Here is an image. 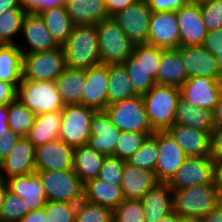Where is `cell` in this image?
I'll return each mask as SVG.
<instances>
[{
  "label": "cell",
  "instance_id": "680465c9",
  "mask_svg": "<svg viewBox=\"0 0 222 222\" xmlns=\"http://www.w3.org/2000/svg\"><path fill=\"white\" fill-rule=\"evenodd\" d=\"M8 125V104L0 105V133L9 130Z\"/></svg>",
  "mask_w": 222,
  "mask_h": 222
},
{
  "label": "cell",
  "instance_id": "f6af8a7d",
  "mask_svg": "<svg viewBox=\"0 0 222 222\" xmlns=\"http://www.w3.org/2000/svg\"><path fill=\"white\" fill-rule=\"evenodd\" d=\"M27 213L28 207L25 206L23 199L7 190L0 213V221L19 222Z\"/></svg>",
  "mask_w": 222,
  "mask_h": 222
},
{
  "label": "cell",
  "instance_id": "83f0119b",
  "mask_svg": "<svg viewBox=\"0 0 222 222\" xmlns=\"http://www.w3.org/2000/svg\"><path fill=\"white\" fill-rule=\"evenodd\" d=\"M174 124L209 132L214 128L213 111L197 108L180 97L177 103Z\"/></svg>",
  "mask_w": 222,
  "mask_h": 222
},
{
  "label": "cell",
  "instance_id": "f1b7e54d",
  "mask_svg": "<svg viewBox=\"0 0 222 222\" xmlns=\"http://www.w3.org/2000/svg\"><path fill=\"white\" fill-rule=\"evenodd\" d=\"M83 199L113 210L124 200V196L121 186L113 185L97 177L84 184Z\"/></svg>",
  "mask_w": 222,
  "mask_h": 222
},
{
  "label": "cell",
  "instance_id": "6125c7cd",
  "mask_svg": "<svg viewBox=\"0 0 222 222\" xmlns=\"http://www.w3.org/2000/svg\"><path fill=\"white\" fill-rule=\"evenodd\" d=\"M213 121L215 126L222 124V95L220 97L219 103L213 110Z\"/></svg>",
  "mask_w": 222,
  "mask_h": 222
},
{
  "label": "cell",
  "instance_id": "03108f58",
  "mask_svg": "<svg viewBox=\"0 0 222 222\" xmlns=\"http://www.w3.org/2000/svg\"><path fill=\"white\" fill-rule=\"evenodd\" d=\"M218 68H219V81H222V52L216 56Z\"/></svg>",
  "mask_w": 222,
  "mask_h": 222
},
{
  "label": "cell",
  "instance_id": "11a10c76",
  "mask_svg": "<svg viewBox=\"0 0 222 222\" xmlns=\"http://www.w3.org/2000/svg\"><path fill=\"white\" fill-rule=\"evenodd\" d=\"M135 1L137 0H105V8L108 13V17H111L115 13L124 10Z\"/></svg>",
  "mask_w": 222,
  "mask_h": 222
},
{
  "label": "cell",
  "instance_id": "60d3db41",
  "mask_svg": "<svg viewBox=\"0 0 222 222\" xmlns=\"http://www.w3.org/2000/svg\"><path fill=\"white\" fill-rule=\"evenodd\" d=\"M122 64L126 68L132 87L138 95H143L156 84L155 80L149 76L148 71L132 55Z\"/></svg>",
  "mask_w": 222,
  "mask_h": 222
},
{
  "label": "cell",
  "instance_id": "603a6c76",
  "mask_svg": "<svg viewBox=\"0 0 222 222\" xmlns=\"http://www.w3.org/2000/svg\"><path fill=\"white\" fill-rule=\"evenodd\" d=\"M187 157L210 156V133L183 125L173 124L167 130Z\"/></svg>",
  "mask_w": 222,
  "mask_h": 222
},
{
  "label": "cell",
  "instance_id": "8d00e7d4",
  "mask_svg": "<svg viewBox=\"0 0 222 222\" xmlns=\"http://www.w3.org/2000/svg\"><path fill=\"white\" fill-rule=\"evenodd\" d=\"M26 12L23 8L7 10L0 15V45L18 44L22 23Z\"/></svg>",
  "mask_w": 222,
  "mask_h": 222
},
{
  "label": "cell",
  "instance_id": "b9f144b4",
  "mask_svg": "<svg viewBox=\"0 0 222 222\" xmlns=\"http://www.w3.org/2000/svg\"><path fill=\"white\" fill-rule=\"evenodd\" d=\"M112 209L88 200L77 203L75 222H112Z\"/></svg>",
  "mask_w": 222,
  "mask_h": 222
},
{
  "label": "cell",
  "instance_id": "ffe728a7",
  "mask_svg": "<svg viewBox=\"0 0 222 222\" xmlns=\"http://www.w3.org/2000/svg\"><path fill=\"white\" fill-rule=\"evenodd\" d=\"M90 131L87 145L105 156H112L120 130L112 123L105 110L94 112Z\"/></svg>",
  "mask_w": 222,
  "mask_h": 222
},
{
  "label": "cell",
  "instance_id": "7402d4cb",
  "mask_svg": "<svg viewBox=\"0 0 222 222\" xmlns=\"http://www.w3.org/2000/svg\"><path fill=\"white\" fill-rule=\"evenodd\" d=\"M8 190L23 199L28 212L41 209L47 203V196L36 172L6 179Z\"/></svg>",
  "mask_w": 222,
  "mask_h": 222
},
{
  "label": "cell",
  "instance_id": "ba28073f",
  "mask_svg": "<svg viewBox=\"0 0 222 222\" xmlns=\"http://www.w3.org/2000/svg\"><path fill=\"white\" fill-rule=\"evenodd\" d=\"M95 110L82 104H67L61 110L59 139L73 148L86 145Z\"/></svg>",
  "mask_w": 222,
  "mask_h": 222
},
{
  "label": "cell",
  "instance_id": "f35d334b",
  "mask_svg": "<svg viewBox=\"0 0 222 222\" xmlns=\"http://www.w3.org/2000/svg\"><path fill=\"white\" fill-rule=\"evenodd\" d=\"M163 49L164 48L149 44H135L133 48L132 56L148 71L149 76L155 81L161 63Z\"/></svg>",
  "mask_w": 222,
  "mask_h": 222
},
{
  "label": "cell",
  "instance_id": "6f0895ef",
  "mask_svg": "<svg viewBox=\"0 0 222 222\" xmlns=\"http://www.w3.org/2000/svg\"><path fill=\"white\" fill-rule=\"evenodd\" d=\"M19 222H47L44 208L28 212Z\"/></svg>",
  "mask_w": 222,
  "mask_h": 222
},
{
  "label": "cell",
  "instance_id": "cb8c5ba5",
  "mask_svg": "<svg viewBox=\"0 0 222 222\" xmlns=\"http://www.w3.org/2000/svg\"><path fill=\"white\" fill-rule=\"evenodd\" d=\"M140 200L144 207L145 222H158L173 212L172 189L168 183L159 182Z\"/></svg>",
  "mask_w": 222,
  "mask_h": 222
},
{
  "label": "cell",
  "instance_id": "ab89813d",
  "mask_svg": "<svg viewBox=\"0 0 222 222\" xmlns=\"http://www.w3.org/2000/svg\"><path fill=\"white\" fill-rule=\"evenodd\" d=\"M153 133L154 132L120 131L117 145L112 156L127 161L132 154L143 146L146 139Z\"/></svg>",
  "mask_w": 222,
  "mask_h": 222
},
{
  "label": "cell",
  "instance_id": "e575fe53",
  "mask_svg": "<svg viewBox=\"0 0 222 222\" xmlns=\"http://www.w3.org/2000/svg\"><path fill=\"white\" fill-rule=\"evenodd\" d=\"M38 14L55 41L62 46L74 27L65 6L41 11Z\"/></svg>",
  "mask_w": 222,
  "mask_h": 222
},
{
  "label": "cell",
  "instance_id": "7c38bea8",
  "mask_svg": "<svg viewBox=\"0 0 222 222\" xmlns=\"http://www.w3.org/2000/svg\"><path fill=\"white\" fill-rule=\"evenodd\" d=\"M158 158L155 174L159 182L168 183L187 156L173 136L166 131H157Z\"/></svg>",
  "mask_w": 222,
  "mask_h": 222
},
{
  "label": "cell",
  "instance_id": "8fae6325",
  "mask_svg": "<svg viewBox=\"0 0 222 222\" xmlns=\"http://www.w3.org/2000/svg\"><path fill=\"white\" fill-rule=\"evenodd\" d=\"M215 182V160L212 156L187 157L168 182L172 190Z\"/></svg>",
  "mask_w": 222,
  "mask_h": 222
},
{
  "label": "cell",
  "instance_id": "d590c367",
  "mask_svg": "<svg viewBox=\"0 0 222 222\" xmlns=\"http://www.w3.org/2000/svg\"><path fill=\"white\" fill-rule=\"evenodd\" d=\"M36 115L18 98L8 104V125L20 137H26L34 125Z\"/></svg>",
  "mask_w": 222,
  "mask_h": 222
},
{
  "label": "cell",
  "instance_id": "94428289",
  "mask_svg": "<svg viewBox=\"0 0 222 222\" xmlns=\"http://www.w3.org/2000/svg\"><path fill=\"white\" fill-rule=\"evenodd\" d=\"M14 8H22L19 0H0V15L7 10Z\"/></svg>",
  "mask_w": 222,
  "mask_h": 222
},
{
  "label": "cell",
  "instance_id": "30bf717a",
  "mask_svg": "<svg viewBox=\"0 0 222 222\" xmlns=\"http://www.w3.org/2000/svg\"><path fill=\"white\" fill-rule=\"evenodd\" d=\"M152 11L144 0H137L111 16L128 39L135 44H146Z\"/></svg>",
  "mask_w": 222,
  "mask_h": 222
},
{
  "label": "cell",
  "instance_id": "7bdbcfd3",
  "mask_svg": "<svg viewBox=\"0 0 222 222\" xmlns=\"http://www.w3.org/2000/svg\"><path fill=\"white\" fill-rule=\"evenodd\" d=\"M112 222H145V212L140 199H124L112 210Z\"/></svg>",
  "mask_w": 222,
  "mask_h": 222
},
{
  "label": "cell",
  "instance_id": "4316f807",
  "mask_svg": "<svg viewBox=\"0 0 222 222\" xmlns=\"http://www.w3.org/2000/svg\"><path fill=\"white\" fill-rule=\"evenodd\" d=\"M187 79L180 50L178 48L163 49L156 84L180 88Z\"/></svg>",
  "mask_w": 222,
  "mask_h": 222
},
{
  "label": "cell",
  "instance_id": "e7e4bbea",
  "mask_svg": "<svg viewBox=\"0 0 222 222\" xmlns=\"http://www.w3.org/2000/svg\"><path fill=\"white\" fill-rule=\"evenodd\" d=\"M181 218L173 211L170 214L164 216L158 222H179Z\"/></svg>",
  "mask_w": 222,
  "mask_h": 222
},
{
  "label": "cell",
  "instance_id": "9c48e42d",
  "mask_svg": "<svg viewBox=\"0 0 222 222\" xmlns=\"http://www.w3.org/2000/svg\"><path fill=\"white\" fill-rule=\"evenodd\" d=\"M105 111L120 131L155 132L148 121L141 95L110 104Z\"/></svg>",
  "mask_w": 222,
  "mask_h": 222
},
{
  "label": "cell",
  "instance_id": "7a4b0ae2",
  "mask_svg": "<svg viewBox=\"0 0 222 222\" xmlns=\"http://www.w3.org/2000/svg\"><path fill=\"white\" fill-rule=\"evenodd\" d=\"M173 211L181 219L200 220L222 199L216 182L172 190Z\"/></svg>",
  "mask_w": 222,
  "mask_h": 222
},
{
  "label": "cell",
  "instance_id": "5bb4252c",
  "mask_svg": "<svg viewBox=\"0 0 222 222\" xmlns=\"http://www.w3.org/2000/svg\"><path fill=\"white\" fill-rule=\"evenodd\" d=\"M181 97L197 108L213 111L222 95V81L209 77H190L180 87Z\"/></svg>",
  "mask_w": 222,
  "mask_h": 222
},
{
  "label": "cell",
  "instance_id": "277c9868",
  "mask_svg": "<svg viewBox=\"0 0 222 222\" xmlns=\"http://www.w3.org/2000/svg\"><path fill=\"white\" fill-rule=\"evenodd\" d=\"M17 98L35 115L61 111L65 106L53 81L22 80Z\"/></svg>",
  "mask_w": 222,
  "mask_h": 222
},
{
  "label": "cell",
  "instance_id": "ac0fdd59",
  "mask_svg": "<svg viewBox=\"0 0 222 222\" xmlns=\"http://www.w3.org/2000/svg\"><path fill=\"white\" fill-rule=\"evenodd\" d=\"M74 148L60 139L35 148V169L61 171L72 169Z\"/></svg>",
  "mask_w": 222,
  "mask_h": 222
},
{
  "label": "cell",
  "instance_id": "e0dca14e",
  "mask_svg": "<svg viewBox=\"0 0 222 222\" xmlns=\"http://www.w3.org/2000/svg\"><path fill=\"white\" fill-rule=\"evenodd\" d=\"M35 171V146L26 137H20L10 154L0 161V179Z\"/></svg>",
  "mask_w": 222,
  "mask_h": 222
},
{
  "label": "cell",
  "instance_id": "8992f818",
  "mask_svg": "<svg viewBox=\"0 0 222 222\" xmlns=\"http://www.w3.org/2000/svg\"><path fill=\"white\" fill-rule=\"evenodd\" d=\"M44 187L47 201H62L77 204L84 198V183L73 171H35Z\"/></svg>",
  "mask_w": 222,
  "mask_h": 222
},
{
  "label": "cell",
  "instance_id": "484cf974",
  "mask_svg": "<svg viewBox=\"0 0 222 222\" xmlns=\"http://www.w3.org/2000/svg\"><path fill=\"white\" fill-rule=\"evenodd\" d=\"M65 8L74 25H97L109 18L105 0H66Z\"/></svg>",
  "mask_w": 222,
  "mask_h": 222
},
{
  "label": "cell",
  "instance_id": "be15d7a7",
  "mask_svg": "<svg viewBox=\"0 0 222 222\" xmlns=\"http://www.w3.org/2000/svg\"><path fill=\"white\" fill-rule=\"evenodd\" d=\"M8 190V185L6 180L0 179V213L2 210V206L4 204L5 195Z\"/></svg>",
  "mask_w": 222,
  "mask_h": 222
},
{
  "label": "cell",
  "instance_id": "c3c4849f",
  "mask_svg": "<svg viewBox=\"0 0 222 222\" xmlns=\"http://www.w3.org/2000/svg\"><path fill=\"white\" fill-rule=\"evenodd\" d=\"M26 13L38 14L52 8L64 7L65 0H19Z\"/></svg>",
  "mask_w": 222,
  "mask_h": 222
},
{
  "label": "cell",
  "instance_id": "681fc988",
  "mask_svg": "<svg viewBox=\"0 0 222 222\" xmlns=\"http://www.w3.org/2000/svg\"><path fill=\"white\" fill-rule=\"evenodd\" d=\"M152 12L177 11L189 3L188 0H145Z\"/></svg>",
  "mask_w": 222,
  "mask_h": 222
},
{
  "label": "cell",
  "instance_id": "ee69618b",
  "mask_svg": "<svg viewBox=\"0 0 222 222\" xmlns=\"http://www.w3.org/2000/svg\"><path fill=\"white\" fill-rule=\"evenodd\" d=\"M47 222H75L77 204L62 201H47L43 207Z\"/></svg>",
  "mask_w": 222,
  "mask_h": 222
},
{
  "label": "cell",
  "instance_id": "91938a15",
  "mask_svg": "<svg viewBox=\"0 0 222 222\" xmlns=\"http://www.w3.org/2000/svg\"><path fill=\"white\" fill-rule=\"evenodd\" d=\"M215 160V182L222 194V157Z\"/></svg>",
  "mask_w": 222,
  "mask_h": 222
},
{
  "label": "cell",
  "instance_id": "a7ac6f4b",
  "mask_svg": "<svg viewBox=\"0 0 222 222\" xmlns=\"http://www.w3.org/2000/svg\"><path fill=\"white\" fill-rule=\"evenodd\" d=\"M179 222H200V220L180 219Z\"/></svg>",
  "mask_w": 222,
  "mask_h": 222
},
{
  "label": "cell",
  "instance_id": "f546056e",
  "mask_svg": "<svg viewBox=\"0 0 222 222\" xmlns=\"http://www.w3.org/2000/svg\"><path fill=\"white\" fill-rule=\"evenodd\" d=\"M105 157L87 144L75 147L72 169L85 184L98 177Z\"/></svg>",
  "mask_w": 222,
  "mask_h": 222
},
{
  "label": "cell",
  "instance_id": "6da1fadb",
  "mask_svg": "<svg viewBox=\"0 0 222 222\" xmlns=\"http://www.w3.org/2000/svg\"><path fill=\"white\" fill-rule=\"evenodd\" d=\"M62 46L68 68L87 70L101 64L96 25H74Z\"/></svg>",
  "mask_w": 222,
  "mask_h": 222
},
{
  "label": "cell",
  "instance_id": "d6986e66",
  "mask_svg": "<svg viewBox=\"0 0 222 222\" xmlns=\"http://www.w3.org/2000/svg\"><path fill=\"white\" fill-rule=\"evenodd\" d=\"M180 30V46L202 45L207 29L202 18L200 5L188 3L175 11Z\"/></svg>",
  "mask_w": 222,
  "mask_h": 222
},
{
  "label": "cell",
  "instance_id": "9a60e30c",
  "mask_svg": "<svg viewBox=\"0 0 222 222\" xmlns=\"http://www.w3.org/2000/svg\"><path fill=\"white\" fill-rule=\"evenodd\" d=\"M146 44L164 49L180 47V30L175 11L152 12Z\"/></svg>",
  "mask_w": 222,
  "mask_h": 222
},
{
  "label": "cell",
  "instance_id": "bcb514c9",
  "mask_svg": "<svg viewBox=\"0 0 222 222\" xmlns=\"http://www.w3.org/2000/svg\"><path fill=\"white\" fill-rule=\"evenodd\" d=\"M126 161L118 157L106 156L103 160L98 178L113 185H122V174Z\"/></svg>",
  "mask_w": 222,
  "mask_h": 222
},
{
  "label": "cell",
  "instance_id": "836d02e7",
  "mask_svg": "<svg viewBox=\"0 0 222 222\" xmlns=\"http://www.w3.org/2000/svg\"><path fill=\"white\" fill-rule=\"evenodd\" d=\"M108 76V105L138 95L123 64H109Z\"/></svg>",
  "mask_w": 222,
  "mask_h": 222
},
{
  "label": "cell",
  "instance_id": "52a82bcc",
  "mask_svg": "<svg viewBox=\"0 0 222 222\" xmlns=\"http://www.w3.org/2000/svg\"><path fill=\"white\" fill-rule=\"evenodd\" d=\"M65 69L63 46L52 51L23 54L22 80L55 82Z\"/></svg>",
  "mask_w": 222,
  "mask_h": 222
},
{
  "label": "cell",
  "instance_id": "5b68a950",
  "mask_svg": "<svg viewBox=\"0 0 222 222\" xmlns=\"http://www.w3.org/2000/svg\"><path fill=\"white\" fill-rule=\"evenodd\" d=\"M101 64H122L133 53L134 44L111 17L96 25Z\"/></svg>",
  "mask_w": 222,
  "mask_h": 222
},
{
  "label": "cell",
  "instance_id": "4dcf8cb0",
  "mask_svg": "<svg viewBox=\"0 0 222 222\" xmlns=\"http://www.w3.org/2000/svg\"><path fill=\"white\" fill-rule=\"evenodd\" d=\"M61 111L36 115L26 138L36 147L59 139Z\"/></svg>",
  "mask_w": 222,
  "mask_h": 222
},
{
  "label": "cell",
  "instance_id": "db71d44e",
  "mask_svg": "<svg viewBox=\"0 0 222 222\" xmlns=\"http://www.w3.org/2000/svg\"><path fill=\"white\" fill-rule=\"evenodd\" d=\"M17 98V88L7 82L0 81V105L9 104Z\"/></svg>",
  "mask_w": 222,
  "mask_h": 222
},
{
  "label": "cell",
  "instance_id": "d4e9b609",
  "mask_svg": "<svg viewBox=\"0 0 222 222\" xmlns=\"http://www.w3.org/2000/svg\"><path fill=\"white\" fill-rule=\"evenodd\" d=\"M158 183L154 171L137 168L125 163L121 185L124 199H141L146 192Z\"/></svg>",
  "mask_w": 222,
  "mask_h": 222
},
{
  "label": "cell",
  "instance_id": "9f6ffc18",
  "mask_svg": "<svg viewBox=\"0 0 222 222\" xmlns=\"http://www.w3.org/2000/svg\"><path fill=\"white\" fill-rule=\"evenodd\" d=\"M200 222H222V199L200 219Z\"/></svg>",
  "mask_w": 222,
  "mask_h": 222
},
{
  "label": "cell",
  "instance_id": "003e7915",
  "mask_svg": "<svg viewBox=\"0 0 222 222\" xmlns=\"http://www.w3.org/2000/svg\"><path fill=\"white\" fill-rule=\"evenodd\" d=\"M188 1H189V3H192V4L201 5V4L208 2L210 0H188Z\"/></svg>",
  "mask_w": 222,
  "mask_h": 222
},
{
  "label": "cell",
  "instance_id": "816d5d0a",
  "mask_svg": "<svg viewBox=\"0 0 222 222\" xmlns=\"http://www.w3.org/2000/svg\"><path fill=\"white\" fill-rule=\"evenodd\" d=\"M20 136L13 130L0 133V161L10 154Z\"/></svg>",
  "mask_w": 222,
  "mask_h": 222
},
{
  "label": "cell",
  "instance_id": "d6a6232c",
  "mask_svg": "<svg viewBox=\"0 0 222 222\" xmlns=\"http://www.w3.org/2000/svg\"><path fill=\"white\" fill-rule=\"evenodd\" d=\"M85 70L66 67L55 80L58 92L64 105L81 104L85 84Z\"/></svg>",
  "mask_w": 222,
  "mask_h": 222
},
{
  "label": "cell",
  "instance_id": "74e56055",
  "mask_svg": "<svg viewBox=\"0 0 222 222\" xmlns=\"http://www.w3.org/2000/svg\"><path fill=\"white\" fill-rule=\"evenodd\" d=\"M157 131L150 135L143 146L132 154L126 163L137 168L155 171L158 158Z\"/></svg>",
  "mask_w": 222,
  "mask_h": 222
},
{
  "label": "cell",
  "instance_id": "2e32d148",
  "mask_svg": "<svg viewBox=\"0 0 222 222\" xmlns=\"http://www.w3.org/2000/svg\"><path fill=\"white\" fill-rule=\"evenodd\" d=\"M85 77L81 104L95 111H104L108 106V65L100 64L85 70Z\"/></svg>",
  "mask_w": 222,
  "mask_h": 222
},
{
  "label": "cell",
  "instance_id": "1f68e13d",
  "mask_svg": "<svg viewBox=\"0 0 222 222\" xmlns=\"http://www.w3.org/2000/svg\"><path fill=\"white\" fill-rule=\"evenodd\" d=\"M23 53L16 44L0 45V81L16 88L23 79Z\"/></svg>",
  "mask_w": 222,
  "mask_h": 222
},
{
  "label": "cell",
  "instance_id": "44dd1931",
  "mask_svg": "<svg viewBox=\"0 0 222 222\" xmlns=\"http://www.w3.org/2000/svg\"><path fill=\"white\" fill-rule=\"evenodd\" d=\"M182 62L187 78L209 77L219 80L217 59L202 45L180 46Z\"/></svg>",
  "mask_w": 222,
  "mask_h": 222
},
{
  "label": "cell",
  "instance_id": "f907efd6",
  "mask_svg": "<svg viewBox=\"0 0 222 222\" xmlns=\"http://www.w3.org/2000/svg\"><path fill=\"white\" fill-rule=\"evenodd\" d=\"M215 57L222 52V27L207 32L206 38L202 44Z\"/></svg>",
  "mask_w": 222,
  "mask_h": 222
},
{
  "label": "cell",
  "instance_id": "4fadbf2b",
  "mask_svg": "<svg viewBox=\"0 0 222 222\" xmlns=\"http://www.w3.org/2000/svg\"><path fill=\"white\" fill-rule=\"evenodd\" d=\"M21 36L23 42L19 41L17 45L23 54L52 51L60 47L39 14H25Z\"/></svg>",
  "mask_w": 222,
  "mask_h": 222
},
{
  "label": "cell",
  "instance_id": "3957f363",
  "mask_svg": "<svg viewBox=\"0 0 222 222\" xmlns=\"http://www.w3.org/2000/svg\"><path fill=\"white\" fill-rule=\"evenodd\" d=\"M142 99L148 121L154 131H166L175 121L176 108L181 97L180 88L155 84Z\"/></svg>",
  "mask_w": 222,
  "mask_h": 222
},
{
  "label": "cell",
  "instance_id": "7dc6e473",
  "mask_svg": "<svg viewBox=\"0 0 222 222\" xmlns=\"http://www.w3.org/2000/svg\"><path fill=\"white\" fill-rule=\"evenodd\" d=\"M207 32L222 27V0H210L200 5Z\"/></svg>",
  "mask_w": 222,
  "mask_h": 222
},
{
  "label": "cell",
  "instance_id": "f5cc1de1",
  "mask_svg": "<svg viewBox=\"0 0 222 222\" xmlns=\"http://www.w3.org/2000/svg\"><path fill=\"white\" fill-rule=\"evenodd\" d=\"M211 153L214 159L222 157V124L214 126L210 134Z\"/></svg>",
  "mask_w": 222,
  "mask_h": 222
}]
</instances>
